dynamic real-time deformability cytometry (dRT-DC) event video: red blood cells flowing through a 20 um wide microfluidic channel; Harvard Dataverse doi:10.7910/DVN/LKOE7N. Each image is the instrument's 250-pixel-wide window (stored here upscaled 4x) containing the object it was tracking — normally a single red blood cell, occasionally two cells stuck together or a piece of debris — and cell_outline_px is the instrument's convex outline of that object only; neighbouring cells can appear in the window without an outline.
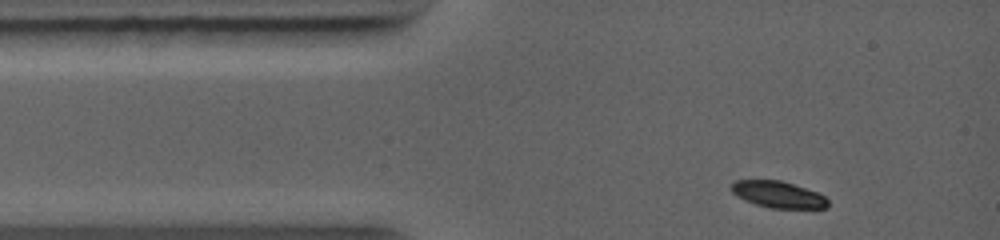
{"species": "common noctule bat (a hibernating species)", "species_latin": "Nyctalus noctula", "temperature_condition": "warm", "stored_images_in_passage": 30, "camera_frame_rate_fps": 5000, "um_per_image_px": 0.085, "animal": {"sex": "female", "body_mass_g": 19.0, "forearm_length_mm": 56.7}, "frame": {"image": 1, "passage_image": 1, "time_ms": 0.0, "image_size_px": [1000, 240], "cell_outline_px": [[828, 208], [768, 208], [744, 200], [736, 196], [732, 192], [732, 180], [780, 180], [816, 192], [824, 196], [828, 200]], "centroid_in_image_um": [66.11, 16.54], "position_along_channel_um": 18.9, "area_um2": 14.85}}
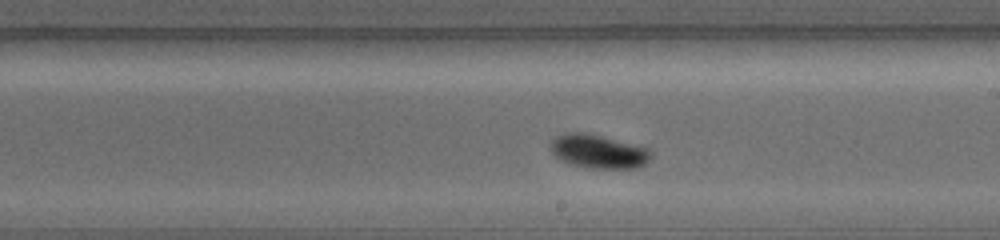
{"frame": {"image": 2, "passage_image": 18, "time_ms": 5.4, "image_size_px": [1000, 240], "cell_outline_px": [[652, 156], [640, 168], [592, 168], [572, 164], [560, 160], [552, 152], [552, 140], [556, 136], [564, 132], [588, 132], [648, 148], [652, 152]], "centroid_in_image_um": [50.88, 12.86], "position_along_channel_um": 238.1, "area_um2": 19.71}}
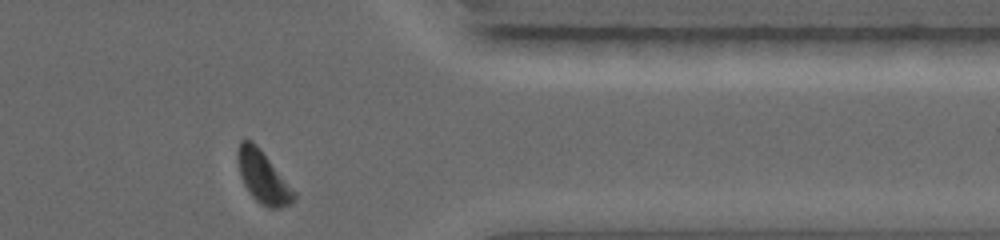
{"frame": {"image": 3, "passage_image": 30, "time_ms": 8.8, "image_size_px": [1000, 240], "cell_outline_px": [[296, 196], [292, 204], [280, 208], [268, 208], [260, 204], [248, 192], [240, 176], [236, 160], [236, 152], [240, 140], [252, 140], [260, 148], [296, 192]], "centroid_in_image_um": [22.34, 15.05], "position_along_channel_um": 389.1, "area_um2": 17.34}}